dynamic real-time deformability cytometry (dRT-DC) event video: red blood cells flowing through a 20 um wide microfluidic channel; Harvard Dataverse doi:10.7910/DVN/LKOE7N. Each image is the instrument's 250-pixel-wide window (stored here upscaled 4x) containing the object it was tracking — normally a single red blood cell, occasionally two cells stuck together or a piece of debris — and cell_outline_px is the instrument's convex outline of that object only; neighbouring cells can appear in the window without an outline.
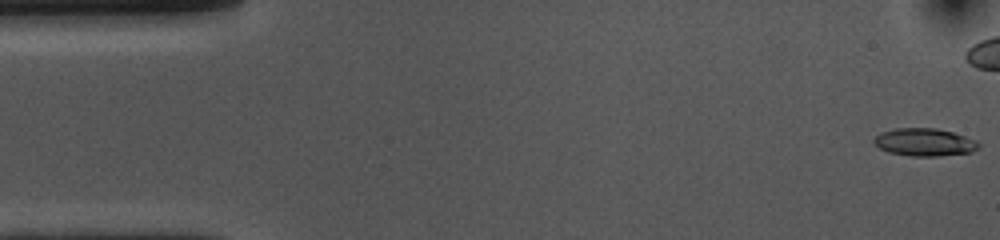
{"species": "common noctule bat (a hibernating species)", "species_latin": "Nyctalus noctula", "temperature_condition": "cold", "stored_images_in_passage": 43, "camera_frame_rate_fps": 3000, "um_per_image_px": 0.085, "animal": {"sex": "female", "body_mass_g": 10.0, "forearm_length_mm": 53.1}, "frame": {"image": 1, "passage_image": 1, "time_ms": 0.0, "image_size_px": [1000, 240], "cell_outline_px": [[980, 148], [972, 152], [940, 156], [912, 156], [888, 152], [880, 148], [872, 140], [880, 132], [896, 128], [936, 128], [952, 132], [976, 140], [980, 144]], "centroid_in_image_um": [78.6, 12.09], "position_along_channel_um": 6.4, "area_um2": 16.94}}
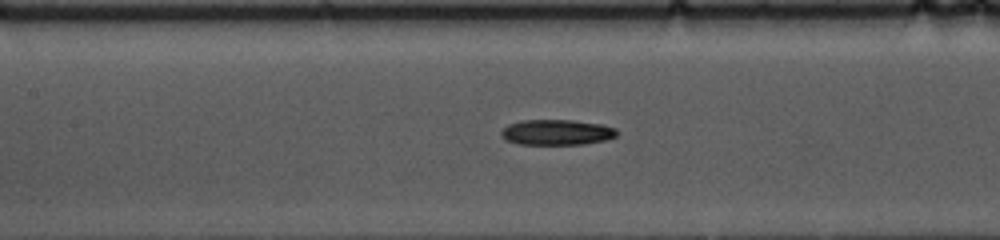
{"frame": {"image": 2, "passage_image": 23, "time_ms": 7.333, "image_size_px": [1000, 240], "cell_outline_px": [[620, 132], [616, 136], [604, 140], [584, 144], [520, 144], [504, 140], [500, 136], [500, 132], [508, 124], [520, 120], [572, 120], [600, 124], [616, 128]], "centroid_in_image_um": [47.3, 11.24], "position_along_channel_um": 160.1, "area_um2": 17.28}}
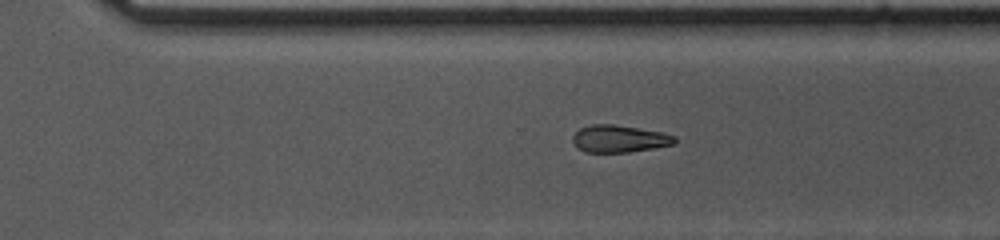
{"frame": {"image": 3, "passage_image": 36, "time_ms": 11.667, "image_size_px": [1000, 240], "cell_outline_px": [[676, 144], [628, 152], [584, 152], [572, 140], [572, 136], [580, 128], [588, 124], [612, 124], [664, 132], [676, 136]], "centroid_in_image_um": [52.66, 11.78], "position_along_channel_um": 317.9, "area_um2": 16.18}, "authors_computed_cell_mechanics": {"area_um2": 16.8776, "velocity_mm_per_s": 3.6584, "shape_relaxation_time_tau1_ms": 6.7021, "shape_relaxation_time_tau2_ms": null, "deformation_change_tau1": 0.1446, "deformation_change_tau2": null}}